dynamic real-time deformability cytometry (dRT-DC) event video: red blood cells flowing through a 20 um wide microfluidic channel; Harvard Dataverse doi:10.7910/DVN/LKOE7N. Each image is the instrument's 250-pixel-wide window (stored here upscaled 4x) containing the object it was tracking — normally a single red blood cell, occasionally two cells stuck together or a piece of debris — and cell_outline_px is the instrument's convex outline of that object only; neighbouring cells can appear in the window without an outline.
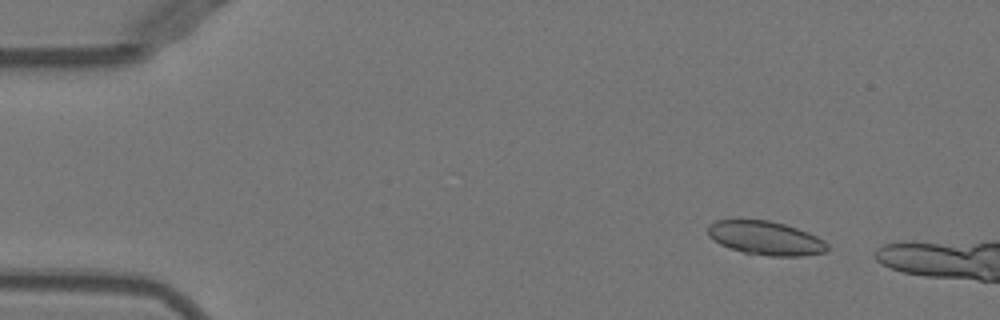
{"species": "Egyptian fruit bat (a non-hibernating species)", "species_latin": "Rousettus aegyptiacus", "temperature_condition": "warm", "stored_images_in_passage": 8, "camera_frame_rate_fps": 3000, "um_per_image_px": 0.085, "animal": {"sex": "female"}, "frame": {"image": 1, "passage_image": 5, "time_ms": 1.333, "image_size_px": [1000, 320], "cell_outline_px": [[828, 248], [824, 252], [800, 256], [768, 256], [744, 252], [720, 244], [708, 236], [708, 224], [716, 220], [768, 220], [784, 224], [808, 232], [824, 240], [828, 244]], "centroid_in_image_um": [65.07, 20.23], "position_along_channel_um": 19.9, "area_um2": 23.35}}